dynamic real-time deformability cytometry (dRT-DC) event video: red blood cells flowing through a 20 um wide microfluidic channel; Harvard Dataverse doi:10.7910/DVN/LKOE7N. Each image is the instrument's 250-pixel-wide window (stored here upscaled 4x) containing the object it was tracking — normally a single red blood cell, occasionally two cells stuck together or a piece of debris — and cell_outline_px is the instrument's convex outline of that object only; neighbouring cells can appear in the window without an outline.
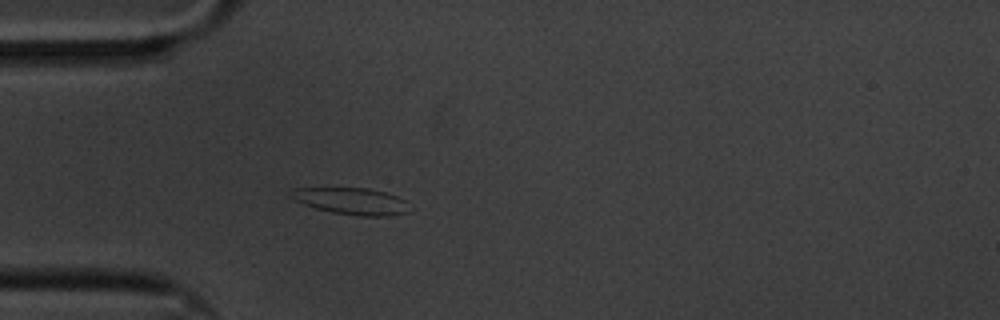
{"species": "common noctule bat (a hibernating species)", "species_latin": "Nyctalus noctula", "temperature_condition": "cold", "stored_images_in_passage": 44, "camera_frame_rate_fps": 3000, "um_per_image_px": 0.085, "animal": {"sex": "male", "body_mass_g": 20.1, "forearm_length_mm": 53.5}, "frame": {"image": 1, "passage_image": 1, "time_ms": 0.0, "image_size_px": [1000, 320], "cell_outline_px": [[412, 208], [408, 212], [388, 216], [360, 216], [332, 212], [316, 208], [304, 204], [288, 196], [296, 188], [368, 188], [384, 192], [396, 196], [404, 200]], "centroid_in_image_um": [29.92, 17.1], "position_along_channel_um": 55.1, "area_um2": 18.32}}
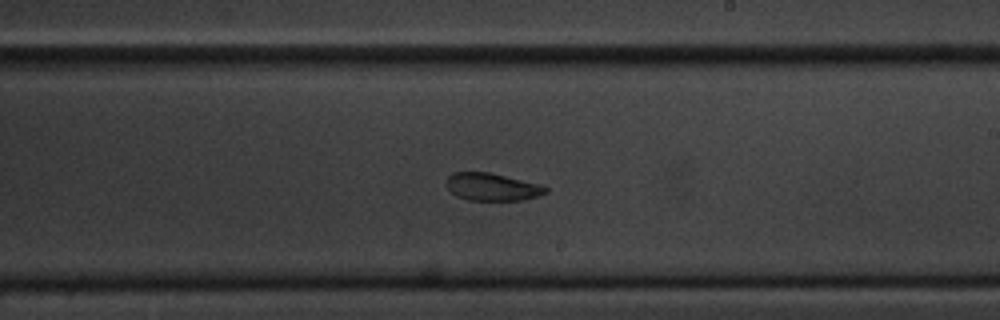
{"frame": {"image": 2, "passage_image": 19, "time_ms": 6.0, "image_size_px": [1000, 320], "cell_outline_px": [[548, 192], [540, 196], [524, 200], [468, 200], [456, 196], [444, 184], [444, 180], [452, 172], [488, 172], [536, 184], [548, 188]], "centroid_in_image_um": [41.77, 15.89], "position_along_channel_um": 247.2, "area_um2": 15.9}}
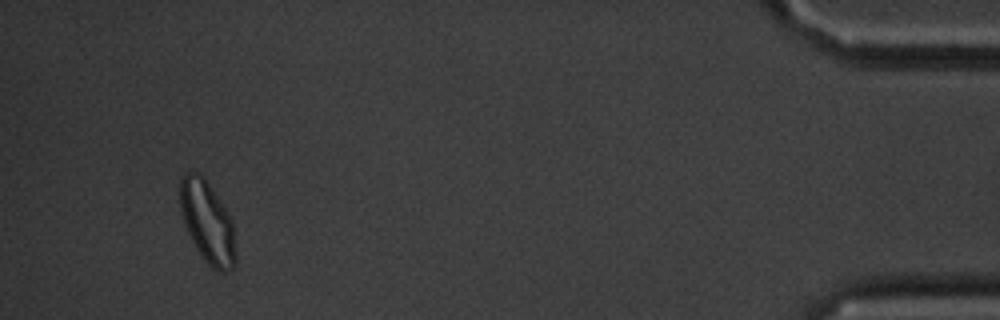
{"frame": {"image": 3, "passage_image": 41, "time_ms": 13.333, "image_size_px": [1000, 320], "cell_outline_px": [[236, 264], [232, 268], [224, 272], [216, 272], [200, 256], [184, 224], [180, 208], [180, 180], [184, 172], [196, 172], [204, 176], [232, 220], [236, 256]], "centroid_in_image_um": [17.62, 18.9], "position_along_channel_um": 417.6, "area_um2": 26.53}, "authors_computed_cell_mechanics": {"area_um2": 17.4556, "velocity_mm_per_s": 3.2884, "shape_relaxation_time_tau1_ms": 3.8409, "shape_relaxation_time_tau2_ms": 4.1508, "deformation_change_tau1": 0.0921, "deformation_change_tau2": 0.0977}}